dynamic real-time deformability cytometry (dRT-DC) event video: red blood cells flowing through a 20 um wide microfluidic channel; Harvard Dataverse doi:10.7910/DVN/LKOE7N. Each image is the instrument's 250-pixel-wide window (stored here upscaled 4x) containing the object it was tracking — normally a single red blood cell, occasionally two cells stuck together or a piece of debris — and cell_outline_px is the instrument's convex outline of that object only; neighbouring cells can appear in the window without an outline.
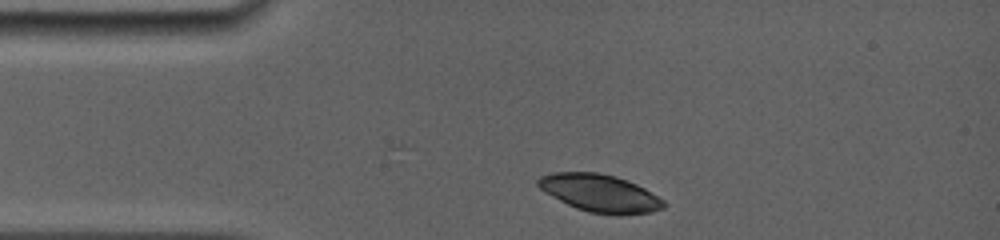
{"species": "common noctule bat (a hibernating species)", "species_latin": "Nyctalus noctula", "temperature_condition": "room temperature", "stored_images_in_passage": 2, "camera_frame_rate_fps": 5000, "um_per_image_px": 0.085, "animal": {"sex": "female", "body_mass_g": 19.0, "forearm_length_mm": 56.7}, "frame": {"image": 1, "passage_image": 1, "time_ms": 0.0, "image_size_px": [1000, 240], "cell_outline_px": [[668, 204], [664, 208], [652, 212], [616, 216], [588, 212], [576, 208], [544, 192], [536, 184], [536, 180], [540, 176], [552, 172], [596, 172], [616, 176], [628, 180], [644, 188], [664, 200]], "centroid_in_image_um": [51.01, 16.43], "position_along_channel_um": 34.0, "area_um2": 27.8}}